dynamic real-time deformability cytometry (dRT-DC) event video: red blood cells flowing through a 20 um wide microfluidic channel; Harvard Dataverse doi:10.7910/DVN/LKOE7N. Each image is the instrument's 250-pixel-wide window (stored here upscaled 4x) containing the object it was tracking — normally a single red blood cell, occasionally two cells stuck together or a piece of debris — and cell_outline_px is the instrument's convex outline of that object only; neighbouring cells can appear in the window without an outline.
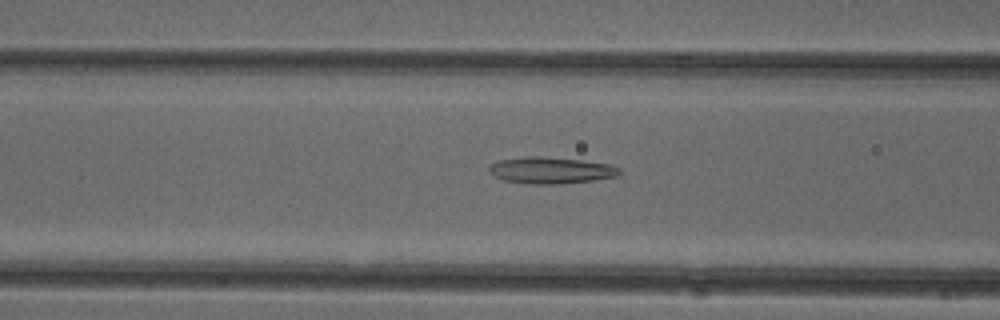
{"species": "common noctule bat (a hibernating species)", "species_latin": "Nyctalus noctula", "temperature_condition": "cold", "stored_images_in_passage": 39, "camera_frame_rate_fps": 3000, "um_per_image_px": 0.085, "animal": {"sex": "female"}, "frame": {"image": 1, "passage_image": 17, "time_ms": 5.333, "image_size_px": [1000, 320], "cell_outline_px": [[620, 172], [616, 176], [592, 180], [560, 184], [528, 184], [504, 180], [488, 172], [488, 168], [492, 164], [500, 160], [524, 156], [540, 156], [580, 160], [612, 164], [620, 168]], "centroid_in_image_um": [46.82, 14.47], "position_along_channel_um": 119.8, "area_um2": 20.11}}
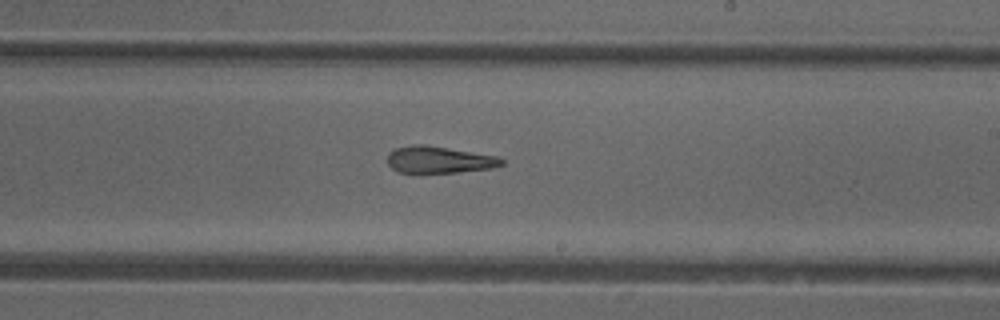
{"frame": {"image": 2, "passage_image": 27, "time_ms": 8.667, "image_size_px": [1000, 320], "cell_outline_px": [[504, 164], [492, 168], [460, 172], [396, 172], [388, 164], [388, 152], [396, 148], [416, 144], [424, 144], [500, 156], [504, 160]], "centroid_in_image_um": [37.36, 13.57], "position_along_channel_um": 251.6, "area_um2": 17.92}}
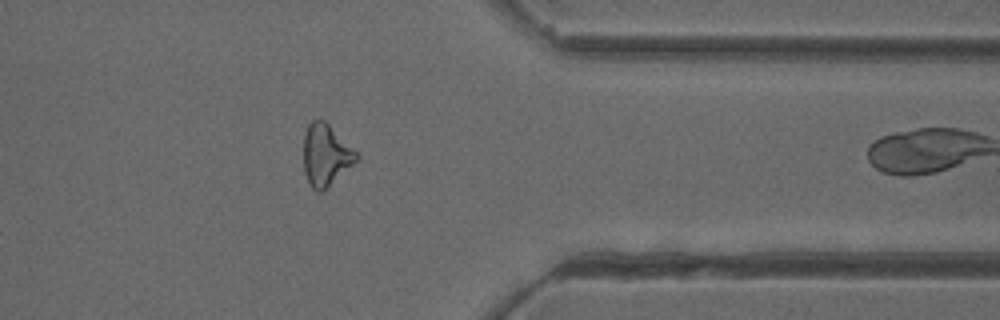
{"frame": {"image": 3, "passage_image": 38, "time_ms": 12.333, "image_size_px": [1000, 320], "cell_outline_px": [[360, 156], [324, 192], [316, 192], [308, 184], [304, 172], [304, 132], [308, 124], [312, 120], [324, 120]], "centroid_in_image_um": [27.65, 13.22], "position_along_channel_um": 383.8, "area_um2": 18.84}}